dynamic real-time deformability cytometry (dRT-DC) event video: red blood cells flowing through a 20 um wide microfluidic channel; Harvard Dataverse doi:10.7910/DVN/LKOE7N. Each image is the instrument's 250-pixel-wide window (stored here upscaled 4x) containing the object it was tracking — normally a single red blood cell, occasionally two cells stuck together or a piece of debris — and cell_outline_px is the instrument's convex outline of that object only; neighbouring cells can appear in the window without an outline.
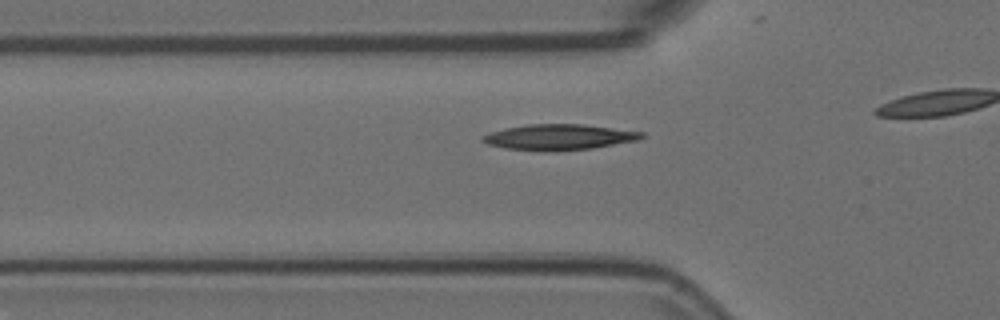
{"species": "Egyptian fruit bat (a non-hibernating species)", "species_latin": "Rousettus aegyptiacus", "temperature_condition": "room temperature", "stored_images_in_passage": 12, "camera_frame_rate_fps": 3000, "um_per_image_px": 0.085, "animal": {"sex": "female"}, "frame": {"image": 1, "passage_image": 3, "time_ms": 0.667, "image_size_px": [1000, 320], "cell_outline_px": [[648, 136], [640, 140], [592, 148], [556, 152], [544, 152], [504, 148], [488, 144], [480, 140], [480, 136], [504, 128], [528, 124], [584, 124], [644, 132]], "centroid_in_image_um": [47.54, 11.66], "position_along_channel_um": 78.3, "area_um2": 24.28}}
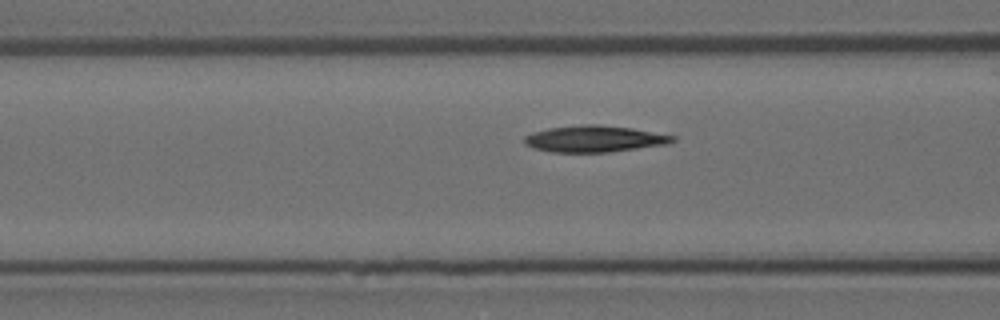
{"frame": {"image": 2, "passage_image": 6, "time_ms": 1.667, "image_size_px": [1000, 320], "cell_outline_px": [[676, 140], [668, 144], [608, 152], [552, 152], [532, 148], [524, 144], [524, 136], [532, 132], [548, 128], [584, 124], [596, 124], [632, 128], [676, 136]], "centroid_in_image_um": [50.5, 11.8], "position_along_channel_um": 116.1, "area_um2": 22.95}}
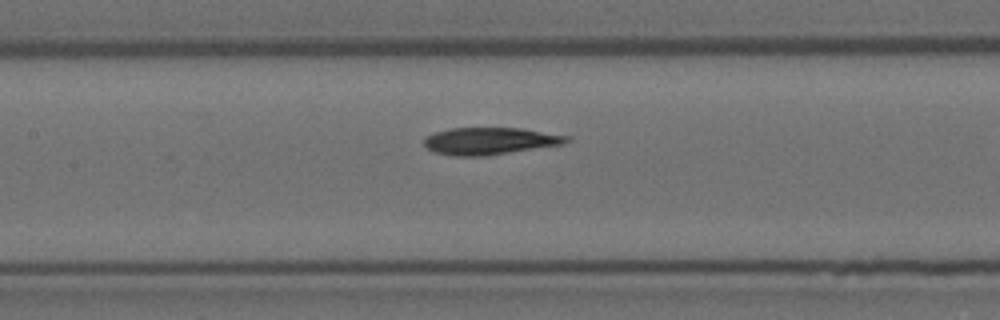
{"frame": {"image": 3, "passage_image": 10, "time_ms": 3.0, "image_size_px": [1000, 320], "cell_outline_px": [[572, 140], [564, 144], [484, 156], [452, 156], [432, 152], [424, 144], [424, 140], [432, 132], [452, 128], [524, 128], [572, 136]], "centroid_in_image_um": [41.68, 11.98], "position_along_channel_um": 165.7, "area_um2": 22.77}}